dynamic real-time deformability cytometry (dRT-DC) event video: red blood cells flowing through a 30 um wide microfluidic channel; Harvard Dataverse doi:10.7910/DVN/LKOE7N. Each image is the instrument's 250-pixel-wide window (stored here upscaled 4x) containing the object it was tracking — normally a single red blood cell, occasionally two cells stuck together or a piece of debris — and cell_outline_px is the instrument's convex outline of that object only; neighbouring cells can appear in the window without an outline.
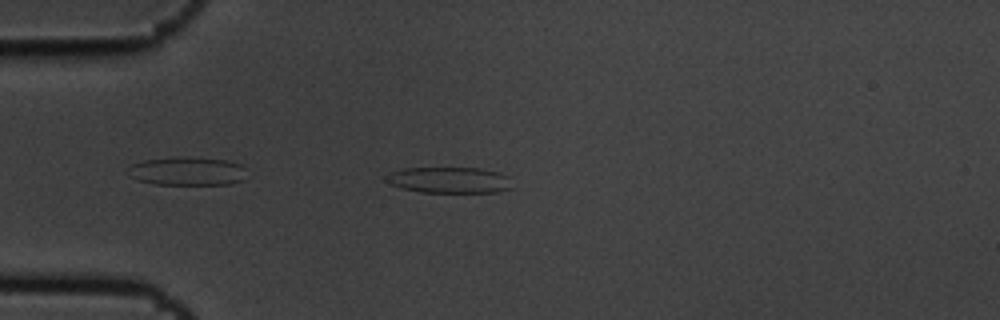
{"species": "common noctule bat (a hibernating species)", "species_latin": "Nyctalus noctula", "temperature_condition": "cold", "stored_images_in_passage": 9, "camera_frame_rate_fps": 3000, "um_per_image_px": 0.085, "animal": {"sex": "male", "body_mass_g": 19.5, "forearm_length_mm": 54.6}, "frame": {"image": 1, "passage_image": 4, "time_ms": 1.0, "image_size_px": [1000, 320], "cell_outline_px": [[512, 188], [496, 192], [420, 192], [400, 188], [388, 184], [384, 180], [384, 176], [392, 172], [404, 168], [480, 168], [500, 172], [508, 176]], "centroid_in_image_um": [38.15, 15.3], "position_along_channel_um": 46.8, "area_um2": 19.31}}
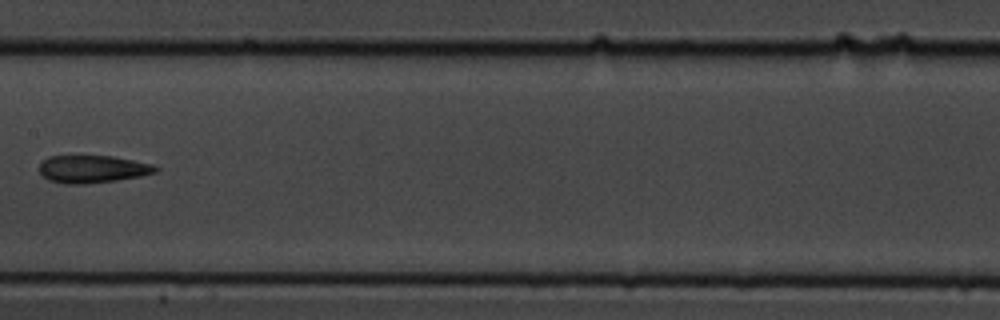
{"frame": {"image": 2, "passage_image": 8, "time_ms": 2.333, "image_size_px": [1000, 320], "cell_outline_px": [[160, 168], [156, 172], [140, 176], [116, 180], [84, 184], [64, 184], [48, 180], [40, 172], [40, 164], [48, 156], [112, 156], [152, 164]], "centroid_in_image_um": [7.86, 14.37], "position_along_channel_um": 199.5, "area_um2": 18.55}}
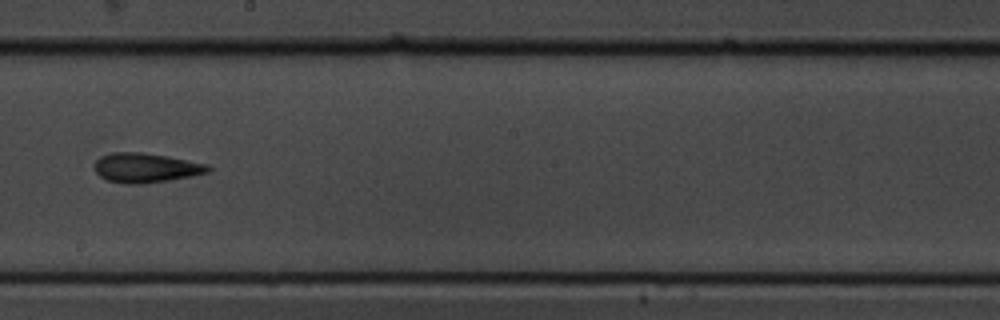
{"frame": {"image": 3, "passage_image": 9, "time_ms": 2.667, "image_size_px": [1000, 320], "cell_outline_px": [[212, 168], [208, 172], [168, 180], [140, 184], [128, 184], [108, 180], [100, 176], [96, 172], [96, 160], [100, 156], [112, 152], [140, 152], [168, 156], [208, 164]], "centroid_in_image_um": [12.39, 14.25], "position_along_channel_um": 235.8, "area_um2": 19.31}}